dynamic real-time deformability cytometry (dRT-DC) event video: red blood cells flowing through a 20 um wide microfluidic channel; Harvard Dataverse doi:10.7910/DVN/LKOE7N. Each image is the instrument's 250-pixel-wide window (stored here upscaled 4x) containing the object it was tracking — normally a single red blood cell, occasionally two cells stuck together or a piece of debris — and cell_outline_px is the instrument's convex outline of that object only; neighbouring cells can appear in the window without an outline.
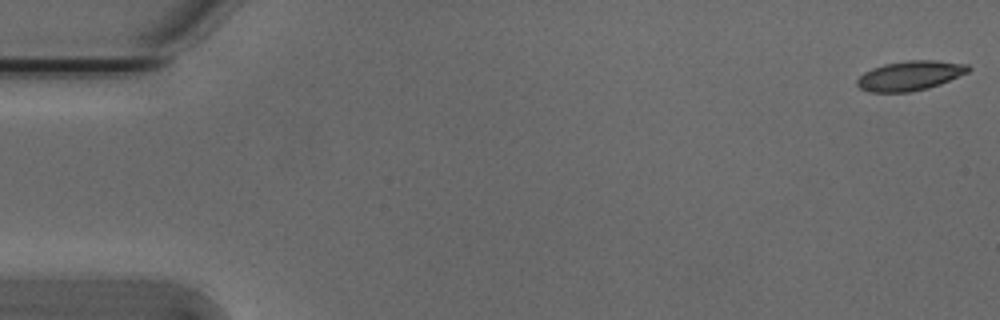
{"species": "Egyptian fruit bat (a non-hibernating species)", "species_latin": "Rousettus aegyptiacus", "temperature_condition": "cold", "stored_images_in_passage": 54, "camera_frame_rate_fps": 3000, "um_per_image_px": 0.085, "animal": {"sex": "male"}, "frame": {"image": 1, "passage_image": 1, "time_ms": 0.0, "image_size_px": [1000, 320], "cell_outline_px": [[972, 68], [968, 72], [940, 84], [928, 88], [908, 92], [868, 92], [860, 88], [856, 84], [856, 80], [864, 72], [872, 68], [884, 64], [908, 60], [936, 60], [968, 64]], "centroid_in_image_um": [77.35, 6.42], "position_along_channel_um": 7.7, "area_um2": 19.25}}
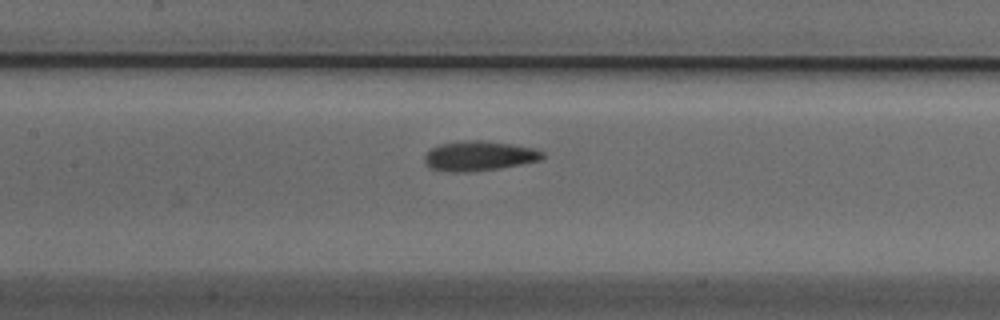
{"frame": {"image": 2, "passage_image": 25, "time_ms": 8.0, "image_size_px": [1000, 320], "cell_outline_px": [[544, 156], [540, 160], [520, 164], [496, 168], [468, 172], [452, 172], [428, 168], [424, 164], [424, 156], [432, 148], [440, 144], [460, 140], [484, 140], [536, 148], [544, 152]], "centroid_in_image_um": [40.69, 13.24], "position_along_channel_um": 166.7, "area_um2": 20.52}}
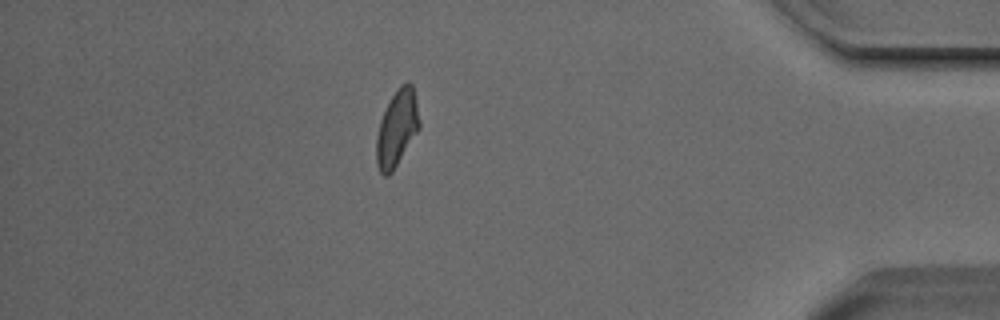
{"frame": {"image": 3, "passage_image": 47, "time_ms": 15.333, "image_size_px": [1000, 320], "cell_outline_px": [[420, 128], [392, 172], [388, 176], [384, 176], [380, 172], [376, 164], [376, 136], [380, 120], [396, 88], [400, 84], [408, 80], [412, 84], [416, 100], [420, 120]], "centroid_in_image_um": [33.74, 10.89], "position_along_channel_um": 401.5, "area_um2": 19.19}, "authors_computed_cell_mechanics": {"area_um2": 19.3919, "velocity_mm_per_s": 3.8014, "shape_relaxation_time_tau1_ms": 3.1252, "shape_relaxation_time_tau2_ms": 2.7774, "deformation_change_tau1": 0.1287, "deformation_change_tau2": 0.107}}